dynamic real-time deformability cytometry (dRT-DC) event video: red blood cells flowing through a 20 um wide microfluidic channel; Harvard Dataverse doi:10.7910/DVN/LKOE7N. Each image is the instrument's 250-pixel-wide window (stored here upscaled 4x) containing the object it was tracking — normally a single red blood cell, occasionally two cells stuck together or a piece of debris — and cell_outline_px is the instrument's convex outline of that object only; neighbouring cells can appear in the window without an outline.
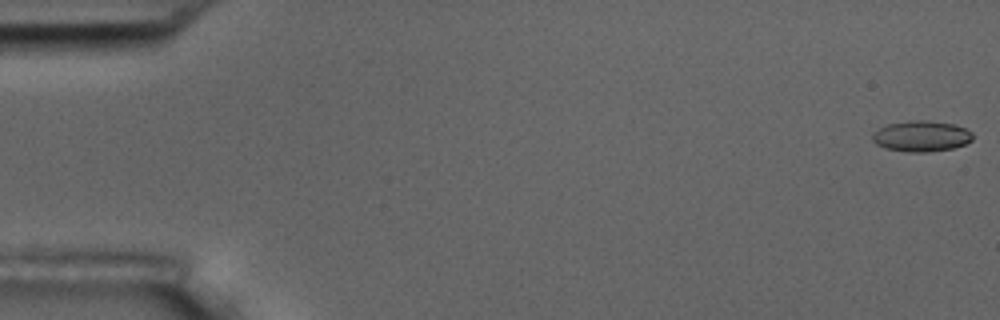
{"species": "common noctule bat (a hibernating species)", "species_latin": "Nyctalus noctula", "temperature_condition": "room temperature", "stored_images_in_passage": 57, "camera_frame_rate_fps": 3000, "um_per_image_px": 0.085, "animal": {"sex": "male", "body_mass_g": 17.5, "forearm_length_mm": 52.3}, "frame": {"image": 1, "passage_image": 1, "time_ms": 0.0, "image_size_px": [1000, 320], "cell_outline_px": [[972, 140], [964, 144], [952, 148], [928, 152], [908, 152], [884, 148], [876, 144], [872, 140], [872, 132], [888, 124], [912, 120], [928, 120], [956, 124], [972, 132]], "centroid_in_image_um": [78.3, 11.57], "position_along_channel_um": 6.7, "area_um2": 18.09}}
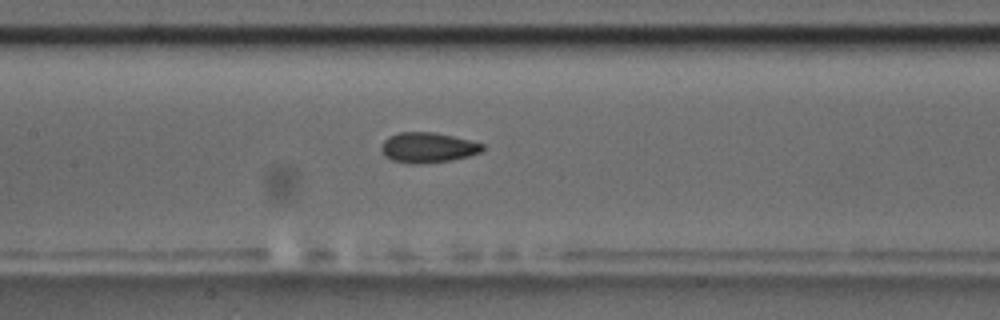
{"frame": {"image": 2, "passage_image": 27, "time_ms": 8.667, "image_size_px": [1000, 320], "cell_outline_px": [[484, 148], [480, 152], [468, 156], [448, 160], [412, 164], [392, 160], [384, 156], [380, 148], [380, 144], [388, 136], [400, 132], [436, 132], [484, 144]], "centroid_in_image_um": [36.31, 12.53], "position_along_channel_um": 171.1, "area_um2": 17.69}}
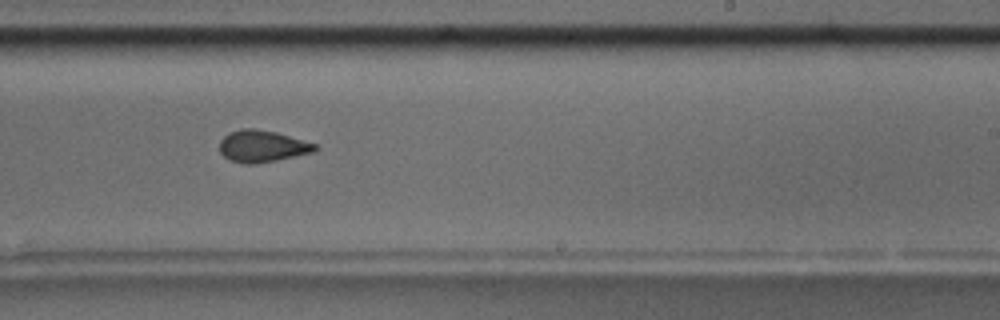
{"frame": {"image": 3, "passage_image": 35, "time_ms": 11.333, "image_size_px": [1000, 320], "cell_outline_px": [[320, 148], [312, 152], [276, 160], [256, 164], [244, 164], [228, 160], [220, 152], [220, 140], [228, 132], [244, 128], [252, 128], [276, 132], [316, 144]], "centroid_in_image_um": [22.26, 12.43], "position_along_channel_um": 266.7, "area_um2": 17.69}, "authors_computed_cell_mechanics": {"area_um2": 17.6868, "velocity_mm_per_s": 3.6, "shape_relaxation_time_tau1_ms": 9.8563, "shape_relaxation_time_tau2_ms": 1.8552, "deformation_change_tau1": 0.1471, "deformation_change_tau2": 0.0709}}